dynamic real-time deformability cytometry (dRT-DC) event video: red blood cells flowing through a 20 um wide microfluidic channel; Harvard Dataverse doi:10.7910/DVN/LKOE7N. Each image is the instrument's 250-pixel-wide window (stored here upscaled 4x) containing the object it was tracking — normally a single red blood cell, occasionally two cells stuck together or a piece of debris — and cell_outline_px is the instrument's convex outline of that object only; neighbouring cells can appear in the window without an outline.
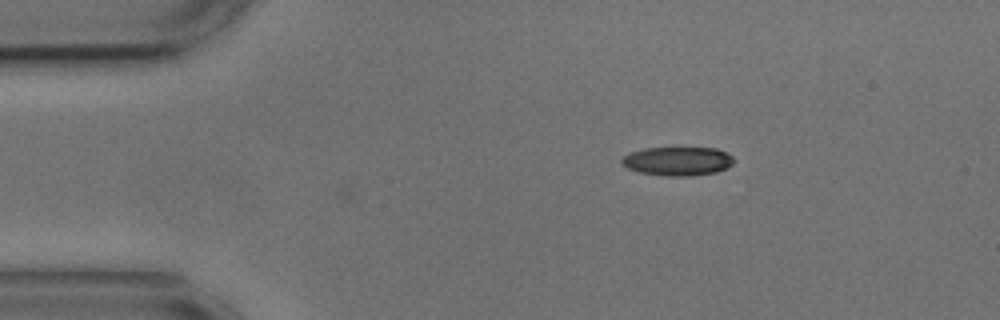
{"species": "common noctule bat (a hibernating species)", "species_latin": "Nyctalus noctula", "temperature_condition": "cold", "stored_images_in_passage": 2, "camera_frame_rate_fps": 3000, "um_per_image_px": 0.085, "animal": {"sex": "male", "body_mass_g": 17.9, "forearm_length_mm": 54.2}, "frame": {"image": 1, "passage_image": 2, "time_ms": 0.333, "image_size_px": [1000, 320], "cell_outline_px": [[736, 160], [732, 164], [716, 172], [692, 176], [664, 176], [640, 172], [628, 168], [620, 164], [620, 160], [624, 156], [632, 152], [644, 148], [716, 148], [728, 152]], "centroid_in_image_um": [57.61, 13.7], "position_along_channel_um": 27.4, "area_um2": 18.9}}